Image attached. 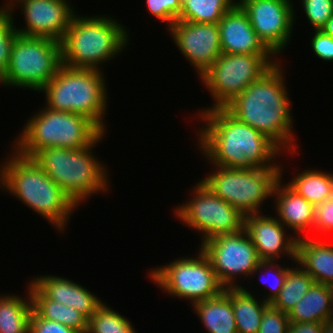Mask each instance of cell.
<instances>
[{
	"instance_id": "1",
	"label": "cell",
	"mask_w": 333,
	"mask_h": 333,
	"mask_svg": "<svg viewBox=\"0 0 333 333\" xmlns=\"http://www.w3.org/2000/svg\"><path fill=\"white\" fill-rule=\"evenodd\" d=\"M198 114L206 124L197 133V145L208 163L228 168L281 166L272 162L284 151L266 135L238 121L225 108L207 109Z\"/></svg>"
},
{
	"instance_id": "2",
	"label": "cell",
	"mask_w": 333,
	"mask_h": 333,
	"mask_svg": "<svg viewBox=\"0 0 333 333\" xmlns=\"http://www.w3.org/2000/svg\"><path fill=\"white\" fill-rule=\"evenodd\" d=\"M280 62L249 84L225 109L238 121L266 135L282 151L294 154L298 148L293 138V113Z\"/></svg>"
},
{
	"instance_id": "3",
	"label": "cell",
	"mask_w": 333,
	"mask_h": 333,
	"mask_svg": "<svg viewBox=\"0 0 333 333\" xmlns=\"http://www.w3.org/2000/svg\"><path fill=\"white\" fill-rule=\"evenodd\" d=\"M12 154L0 165V187L64 232L78 206L32 158Z\"/></svg>"
},
{
	"instance_id": "4",
	"label": "cell",
	"mask_w": 333,
	"mask_h": 333,
	"mask_svg": "<svg viewBox=\"0 0 333 333\" xmlns=\"http://www.w3.org/2000/svg\"><path fill=\"white\" fill-rule=\"evenodd\" d=\"M104 135L105 132L87 147L42 148L31 158L79 206L92 195L109 190L106 165L92 153Z\"/></svg>"
},
{
	"instance_id": "5",
	"label": "cell",
	"mask_w": 333,
	"mask_h": 333,
	"mask_svg": "<svg viewBox=\"0 0 333 333\" xmlns=\"http://www.w3.org/2000/svg\"><path fill=\"white\" fill-rule=\"evenodd\" d=\"M124 25L109 16L75 14L61 41L62 64L72 68L100 70L127 47Z\"/></svg>"
},
{
	"instance_id": "6",
	"label": "cell",
	"mask_w": 333,
	"mask_h": 333,
	"mask_svg": "<svg viewBox=\"0 0 333 333\" xmlns=\"http://www.w3.org/2000/svg\"><path fill=\"white\" fill-rule=\"evenodd\" d=\"M25 123L12 147L19 155L31 158L42 148L80 149L93 143L103 131L89 118L72 112L39 109Z\"/></svg>"
},
{
	"instance_id": "7",
	"label": "cell",
	"mask_w": 333,
	"mask_h": 333,
	"mask_svg": "<svg viewBox=\"0 0 333 333\" xmlns=\"http://www.w3.org/2000/svg\"><path fill=\"white\" fill-rule=\"evenodd\" d=\"M104 78L101 70L72 68L62 64L40 92L45 93L46 107L84 115L106 132L103 120L108 109V95Z\"/></svg>"
},
{
	"instance_id": "8",
	"label": "cell",
	"mask_w": 333,
	"mask_h": 333,
	"mask_svg": "<svg viewBox=\"0 0 333 333\" xmlns=\"http://www.w3.org/2000/svg\"><path fill=\"white\" fill-rule=\"evenodd\" d=\"M213 167L215 171L200 181L244 216L260 213V206L273 197L274 187L283 176L281 167Z\"/></svg>"
},
{
	"instance_id": "9",
	"label": "cell",
	"mask_w": 333,
	"mask_h": 333,
	"mask_svg": "<svg viewBox=\"0 0 333 333\" xmlns=\"http://www.w3.org/2000/svg\"><path fill=\"white\" fill-rule=\"evenodd\" d=\"M61 65V42L18 34L7 69L1 75L2 84L40 92Z\"/></svg>"
},
{
	"instance_id": "10",
	"label": "cell",
	"mask_w": 333,
	"mask_h": 333,
	"mask_svg": "<svg viewBox=\"0 0 333 333\" xmlns=\"http://www.w3.org/2000/svg\"><path fill=\"white\" fill-rule=\"evenodd\" d=\"M272 55L274 56V54L222 53L199 77L215 101L211 107L204 108L200 112L207 109L225 108L249 84L261 77L277 62L276 57L272 58Z\"/></svg>"
},
{
	"instance_id": "11",
	"label": "cell",
	"mask_w": 333,
	"mask_h": 333,
	"mask_svg": "<svg viewBox=\"0 0 333 333\" xmlns=\"http://www.w3.org/2000/svg\"><path fill=\"white\" fill-rule=\"evenodd\" d=\"M197 252V257H179L167 265L151 269L150 280L158 284L164 293L190 300V304L216 297L224 287L207 256L200 248Z\"/></svg>"
},
{
	"instance_id": "12",
	"label": "cell",
	"mask_w": 333,
	"mask_h": 333,
	"mask_svg": "<svg viewBox=\"0 0 333 333\" xmlns=\"http://www.w3.org/2000/svg\"><path fill=\"white\" fill-rule=\"evenodd\" d=\"M197 185V186H196ZM193 188V197L174 209L179 221L201 232V243L222 234L244 229L245 216L215 195L201 181Z\"/></svg>"
},
{
	"instance_id": "13",
	"label": "cell",
	"mask_w": 333,
	"mask_h": 333,
	"mask_svg": "<svg viewBox=\"0 0 333 333\" xmlns=\"http://www.w3.org/2000/svg\"><path fill=\"white\" fill-rule=\"evenodd\" d=\"M200 249L209 259L224 288L242 287L239 283L236 284L237 276L252 277L260 262L256 248L245 229L215 236L203 242Z\"/></svg>"
},
{
	"instance_id": "14",
	"label": "cell",
	"mask_w": 333,
	"mask_h": 333,
	"mask_svg": "<svg viewBox=\"0 0 333 333\" xmlns=\"http://www.w3.org/2000/svg\"><path fill=\"white\" fill-rule=\"evenodd\" d=\"M252 28L275 55L284 51L292 37L295 10L291 0H240Z\"/></svg>"
},
{
	"instance_id": "15",
	"label": "cell",
	"mask_w": 333,
	"mask_h": 333,
	"mask_svg": "<svg viewBox=\"0 0 333 333\" xmlns=\"http://www.w3.org/2000/svg\"><path fill=\"white\" fill-rule=\"evenodd\" d=\"M20 6L25 27L16 28L20 35L45 37L61 42L75 16L68 0H8L4 5L13 14L14 7Z\"/></svg>"
},
{
	"instance_id": "16",
	"label": "cell",
	"mask_w": 333,
	"mask_h": 333,
	"mask_svg": "<svg viewBox=\"0 0 333 333\" xmlns=\"http://www.w3.org/2000/svg\"><path fill=\"white\" fill-rule=\"evenodd\" d=\"M167 30L177 49L193 65L199 77L222 54L218 24L175 21Z\"/></svg>"
},
{
	"instance_id": "17",
	"label": "cell",
	"mask_w": 333,
	"mask_h": 333,
	"mask_svg": "<svg viewBox=\"0 0 333 333\" xmlns=\"http://www.w3.org/2000/svg\"><path fill=\"white\" fill-rule=\"evenodd\" d=\"M244 229L253 242L260 261H278L282 254L283 257L285 255L296 261L297 238L289 235L290 233L287 237L285 226L276 216L261 213L246 215Z\"/></svg>"
},
{
	"instance_id": "18",
	"label": "cell",
	"mask_w": 333,
	"mask_h": 333,
	"mask_svg": "<svg viewBox=\"0 0 333 333\" xmlns=\"http://www.w3.org/2000/svg\"><path fill=\"white\" fill-rule=\"evenodd\" d=\"M222 53L273 54L259 39L239 5H234L218 23Z\"/></svg>"
},
{
	"instance_id": "19",
	"label": "cell",
	"mask_w": 333,
	"mask_h": 333,
	"mask_svg": "<svg viewBox=\"0 0 333 333\" xmlns=\"http://www.w3.org/2000/svg\"><path fill=\"white\" fill-rule=\"evenodd\" d=\"M31 282L48 298L80 312L87 320L104 303L80 284L56 275L37 276Z\"/></svg>"
},
{
	"instance_id": "20",
	"label": "cell",
	"mask_w": 333,
	"mask_h": 333,
	"mask_svg": "<svg viewBox=\"0 0 333 333\" xmlns=\"http://www.w3.org/2000/svg\"><path fill=\"white\" fill-rule=\"evenodd\" d=\"M282 178L278 180L273 190V197H276L274 201L276 218L286 229L288 227L292 232L294 231L293 234L299 239L304 237L305 231L311 232L310 230L314 229L315 206L288 184L283 183Z\"/></svg>"
},
{
	"instance_id": "21",
	"label": "cell",
	"mask_w": 333,
	"mask_h": 333,
	"mask_svg": "<svg viewBox=\"0 0 333 333\" xmlns=\"http://www.w3.org/2000/svg\"><path fill=\"white\" fill-rule=\"evenodd\" d=\"M319 239L321 238L297 239L295 263H298L315 283L333 287V244Z\"/></svg>"
},
{
	"instance_id": "22",
	"label": "cell",
	"mask_w": 333,
	"mask_h": 333,
	"mask_svg": "<svg viewBox=\"0 0 333 333\" xmlns=\"http://www.w3.org/2000/svg\"><path fill=\"white\" fill-rule=\"evenodd\" d=\"M290 323H326L333 320V287L314 283L287 314Z\"/></svg>"
},
{
	"instance_id": "23",
	"label": "cell",
	"mask_w": 333,
	"mask_h": 333,
	"mask_svg": "<svg viewBox=\"0 0 333 333\" xmlns=\"http://www.w3.org/2000/svg\"><path fill=\"white\" fill-rule=\"evenodd\" d=\"M191 306L208 333H237L232 302L224 290L216 297Z\"/></svg>"
},
{
	"instance_id": "24",
	"label": "cell",
	"mask_w": 333,
	"mask_h": 333,
	"mask_svg": "<svg viewBox=\"0 0 333 333\" xmlns=\"http://www.w3.org/2000/svg\"><path fill=\"white\" fill-rule=\"evenodd\" d=\"M229 295L236 320L237 333H258L264 310L270 305L257 300L247 288H224Z\"/></svg>"
},
{
	"instance_id": "25",
	"label": "cell",
	"mask_w": 333,
	"mask_h": 333,
	"mask_svg": "<svg viewBox=\"0 0 333 333\" xmlns=\"http://www.w3.org/2000/svg\"><path fill=\"white\" fill-rule=\"evenodd\" d=\"M32 310L41 318L59 322L78 333L87 332L88 320L77 310L48 299L31 281L29 283Z\"/></svg>"
},
{
	"instance_id": "26",
	"label": "cell",
	"mask_w": 333,
	"mask_h": 333,
	"mask_svg": "<svg viewBox=\"0 0 333 333\" xmlns=\"http://www.w3.org/2000/svg\"><path fill=\"white\" fill-rule=\"evenodd\" d=\"M27 287L28 294L24 298L0 295V333H29L32 301L29 285Z\"/></svg>"
},
{
	"instance_id": "27",
	"label": "cell",
	"mask_w": 333,
	"mask_h": 333,
	"mask_svg": "<svg viewBox=\"0 0 333 333\" xmlns=\"http://www.w3.org/2000/svg\"><path fill=\"white\" fill-rule=\"evenodd\" d=\"M301 172L287 184L308 202L316 206L333 196V173L315 169Z\"/></svg>"
},
{
	"instance_id": "28",
	"label": "cell",
	"mask_w": 333,
	"mask_h": 333,
	"mask_svg": "<svg viewBox=\"0 0 333 333\" xmlns=\"http://www.w3.org/2000/svg\"><path fill=\"white\" fill-rule=\"evenodd\" d=\"M288 266V273L283 288L270 305L288 314L315 283L314 279L296 264Z\"/></svg>"
},
{
	"instance_id": "29",
	"label": "cell",
	"mask_w": 333,
	"mask_h": 333,
	"mask_svg": "<svg viewBox=\"0 0 333 333\" xmlns=\"http://www.w3.org/2000/svg\"><path fill=\"white\" fill-rule=\"evenodd\" d=\"M233 6L230 0H182L177 21L218 24Z\"/></svg>"
},
{
	"instance_id": "30",
	"label": "cell",
	"mask_w": 333,
	"mask_h": 333,
	"mask_svg": "<svg viewBox=\"0 0 333 333\" xmlns=\"http://www.w3.org/2000/svg\"><path fill=\"white\" fill-rule=\"evenodd\" d=\"M128 318L103 303L88 319L86 333H136Z\"/></svg>"
},
{
	"instance_id": "31",
	"label": "cell",
	"mask_w": 333,
	"mask_h": 333,
	"mask_svg": "<svg viewBox=\"0 0 333 333\" xmlns=\"http://www.w3.org/2000/svg\"><path fill=\"white\" fill-rule=\"evenodd\" d=\"M14 16L6 6L0 8V74L2 75L9 64L12 47L19 34L14 24Z\"/></svg>"
},
{
	"instance_id": "32",
	"label": "cell",
	"mask_w": 333,
	"mask_h": 333,
	"mask_svg": "<svg viewBox=\"0 0 333 333\" xmlns=\"http://www.w3.org/2000/svg\"><path fill=\"white\" fill-rule=\"evenodd\" d=\"M274 264H275V266H274ZM279 265L280 264L277 263L276 261H260L259 265L256 267V269L252 273V275H256V274H258V272H260L264 269H265L264 276H263V272L262 273L260 272V274H262L263 277H265L267 275V273H266L267 269L269 272H271V274L273 273L271 281L265 279L266 281H268V283H266V281L264 283V284H266L265 286L268 285V288H269L268 292L270 293V294L268 293V295L264 296L265 298L263 299L267 303H271L275 299V297L280 293V290L283 288L284 281H285L287 273H288V267H286V266L282 267L281 265L280 266ZM260 281L263 283L262 280H260ZM270 282H272V283L269 284Z\"/></svg>"
},
{
	"instance_id": "33",
	"label": "cell",
	"mask_w": 333,
	"mask_h": 333,
	"mask_svg": "<svg viewBox=\"0 0 333 333\" xmlns=\"http://www.w3.org/2000/svg\"><path fill=\"white\" fill-rule=\"evenodd\" d=\"M303 13L314 30H321L333 16V0H302Z\"/></svg>"
},
{
	"instance_id": "34",
	"label": "cell",
	"mask_w": 333,
	"mask_h": 333,
	"mask_svg": "<svg viewBox=\"0 0 333 333\" xmlns=\"http://www.w3.org/2000/svg\"><path fill=\"white\" fill-rule=\"evenodd\" d=\"M147 8L155 18L168 24L177 21L182 9V0H146Z\"/></svg>"
},
{
	"instance_id": "35",
	"label": "cell",
	"mask_w": 333,
	"mask_h": 333,
	"mask_svg": "<svg viewBox=\"0 0 333 333\" xmlns=\"http://www.w3.org/2000/svg\"><path fill=\"white\" fill-rule=\"evenodd\" d=\"M289 325L287 314L269 305L263 312L258 333H287Z\"/></svg>"
},
{
	"instance_id": "36",
	"label": "cell",
	"mask_w": 333,
	"mask_h": 333,
	"mask_svg": "<svg viewBox=\"0 0 333 333\" xmlns=\"http://www.w3.org/2000/svg\"><path fill=\"white\" fill-rule=\"evenodd\" d=\"M325 235L333 231V196L315 206L314 232Z\"/></svg>"
},
{
	"instance_id": "37",
	"label": "cell",
	"mask_w": 333,
	"mask_h": 333,
	"mask_svg": "<svg viewBox=\"0 0 333 333\" xmlns=\"http://www.w3.org/2000/svg\"><path fill=\"white\" fill-rule=\"evenodd\" d=\"M29 333H78L59 322L39 317L33 310L30 317Z\"/></svg>"
},
{
	"instance_id": "38",
	"label": "cell",
	"mask_w": 333,
	"mask_h": 333,
	"mask_svg": "<svg viewBox=\"0 0 333 333\" xmlns=\"http://www.w3.org/2000/svg\"><path fill=\"white\" fill-rule=\"evenodd\" d=\"M311 47L314 53L324 61H333V37L325 34L322 30H313Z\"/></svg>"
},
{
	"instance_id": "39",
	"label": "cell",
	"mask_w": 333,
	"mask_h": 333,
	"mask_svg": "<svg viewBox=\"0 0 333 333\" xmlns=\"http://www.w3.org/2000/svg\"><path fill=\"white\" fill-rule=\"evenodd\" d=\"M323 323H290L287 333H322Z\"/></svg>"
},
{
	"instance_id": "40",
	"label": "cell",
	"mask_w": 333,
	"mask_h": 333,
	"mask_svg": "<svg viewBox=\"0 0 333 333\" xmlns=\"http://www.w3.org/2000/svg\"><path fill=\"white\" fill-rule=\"evenodd\" d=\"M325 34L333 37V16L326 22L325 26L321 29Z\"/></svg>"
},
{
	"instance_id": "41",
	"label": "cell",
	"mask_w": 333,
	"mask_h": 333,
	"mask_svg": "<svg viewBox=\"0 0 333 333\" xmlns=\"http://www.w3.org/2000/svg\"><path fill=\"white\" fill-rule=\"evenodd\" d=\"M322 333H333V320L323 323Z\"/></svg>"
},
{
	"instance_id": "42",
	"label": "cell",
	"mask_w": 333,
	"mask_h": 333,
	"mask_svg": "<svg viewBox=\"0 0 333 333\" xmlns=\"http://www.w3.org/2000/svg\"><path fill=\"white\" fill-rule=\"evenodd\" d=\"M230 1H231L234 5H238V3H239L240 0H238V1H237V0H230Z\"/></svg>"
},
{
	"instance_id": "43",
	"label": "cell",
	"mask_w": 333,
	"mask_h": 333,
	"mask_svg": "<svg viewBox=\"0 0 333 333\" xmlns=\"http://www.w3.org/2000/svg\"><path fill=\"white\" fill-rule=\"evenodd\" d=\"M0 84L2 85V77H1V74H0Z\"/></svg>"
}]
</instances>
